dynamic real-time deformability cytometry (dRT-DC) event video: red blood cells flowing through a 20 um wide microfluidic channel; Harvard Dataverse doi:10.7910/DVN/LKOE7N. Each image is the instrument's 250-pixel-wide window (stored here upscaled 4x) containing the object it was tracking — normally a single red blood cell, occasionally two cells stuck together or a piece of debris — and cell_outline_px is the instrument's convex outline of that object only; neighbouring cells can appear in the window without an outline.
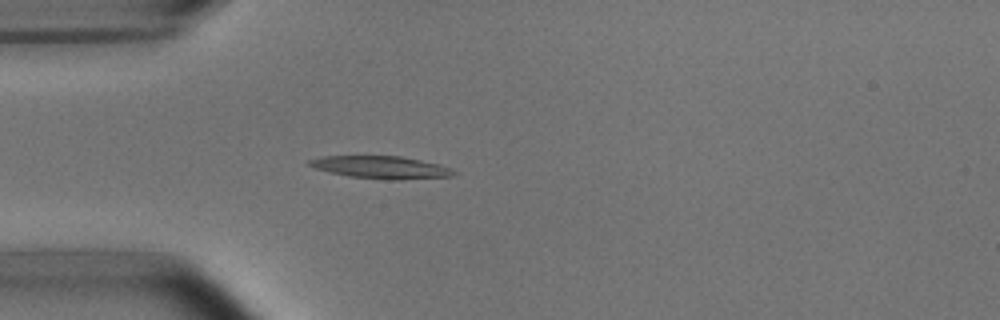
{"species": "common noctule bat (a hibernating species)", "species_latin": "Nyctalus noctula", "temperature_condition": "room temperature", "stored_images_in_passage": 40, "camera_frame_rate_fps": 3000, "um_per_image_px": 0.085, "animal": {"sex": "male", "body_mass_g": 15.6}, "frame": {"image": 1, "passage_image": 1, "time_ms": 0.0, "image_size_px": [1000, 320], "cell_outline_px": [[456, 172], [452, 176], [396, 180], [348, 176], [328, 172], [304, 164], [308, 160], [320, 156], [400, 156], [440, 164]], "centroid_in_image_um": [32.32, 14.21], "position_along_channel_um": 52.7, "area_um2": 18.84}}
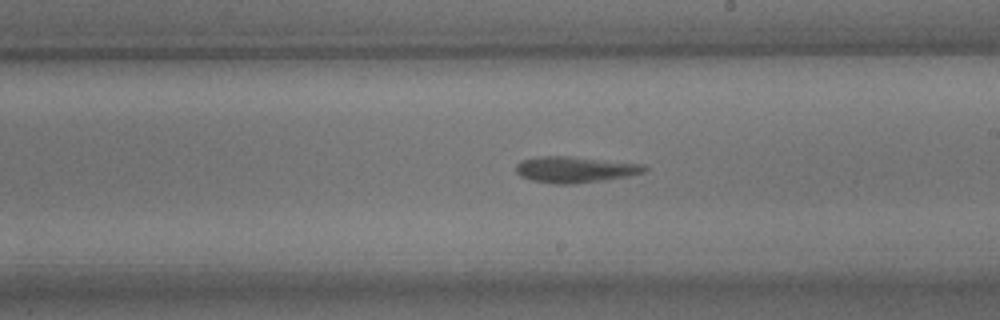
{"frame": {"image": 2, "passage_image": 17, "time_ms": 5.333, "image_size_px": [1000, 320], "cell_outline_px": [[648, 168], [644, 172], [628, 176], [608, 180], [576, 184], [556, 184], [532, 180], [520, 176], [516, 172], [516, 164], [520, 160], [540, 156], [572, 156], [644, 164]], "centroid_in_image_um": [48.89, 14.41], "position_along_channel_um": 240.1, "area_um2": 19.83}}
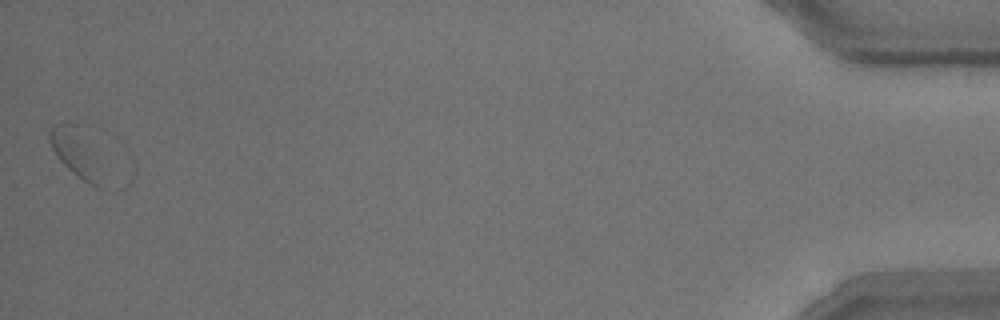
{"frame": {"image": 3, "passage_image": 40, "time_ms": 13.0, "image_size_px": [1000, 320], "cell_outline_px": [[100, 188], [96, 188], [72, 172], [60, 160], [52, 148], [48, 140], [48, 132], [56, 124], [88, 124]], "centroid_in_image_um": [6.4, 12.78], "position_along_channel_um": 428.8, "area_um2": 14.51}, "authors_computed_cell_mechanics": {"area_um2": 18.2937, "velocity_mm_per_s": 3.6533, "shape_relaxation_time_tau1_ms": null, "shape_relaxation_time_tau2_ms": 1.3322, "deformation_change_tau1": null, "deformation_change_tau2": 0.0599}}